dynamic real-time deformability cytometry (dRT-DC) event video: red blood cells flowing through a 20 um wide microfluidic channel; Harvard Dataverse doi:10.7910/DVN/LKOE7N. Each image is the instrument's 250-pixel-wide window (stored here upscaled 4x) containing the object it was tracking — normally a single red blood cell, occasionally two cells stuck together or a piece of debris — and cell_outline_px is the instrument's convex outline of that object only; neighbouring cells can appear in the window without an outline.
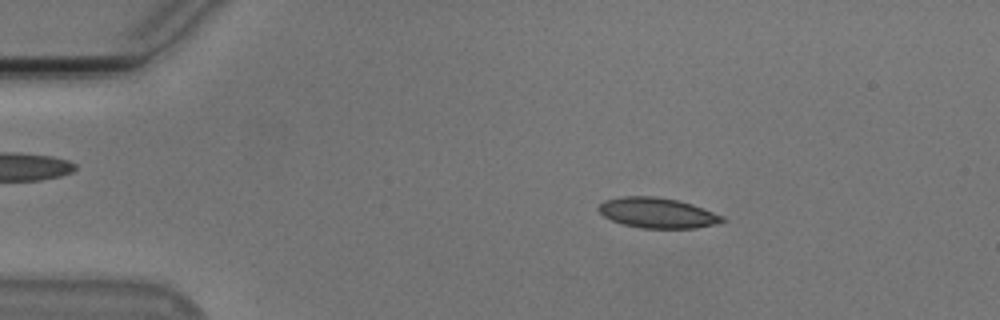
{"species": "Egyptian fruit bat (a non-hibernating species)", "species_latin": "Rousettus aegyptiacus", "temperature_condition": "cold", "stored_images_in_passage": 19, "camera_frame_rate_fps": 3000, "um_per_image_px": 0.085, "animal": {"sex": "male"}, "frame": {"image": 1, "passage_image": 9, "time_ms": 2.667, "image_size_px": [1000, 320], "cell_outline_px": [[728, 220], [716, 224], [696, 228], [640, 228], [624, 224], [612, 220], [604, 216], [596, 208], [604, 200], [624, 196], [652, 196], [676, 200], [692, 204], [724, 216]], "centroid_in_image_um": [55.89, 18.1], "position_along_channel_um": 29.1, "area_um2": 21.79}}
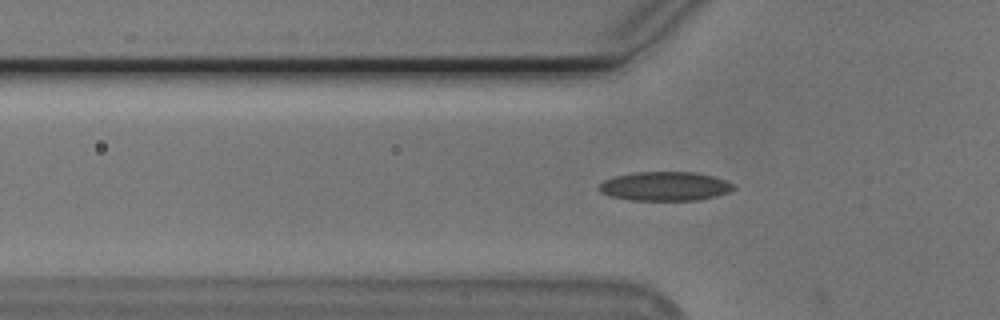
{"frame": {"image": 2, "passage_image": 17, "time_ms": 5.333, "image_size_px": [1000, 320], "cell_outline_px": [[736, 188], [728, 192], [716, 196], [696, 200], [628, 200], [612, 196], [600, 192], [596, 188], [604, 180], [616, 176], [632, 172], [696, 172], [712, 176], [724, 180], [732, 184]], "centroid_in_image_um": [56.49, 15.83], "position_along_channel_um": 69.3, "area_um2": 22.72}}